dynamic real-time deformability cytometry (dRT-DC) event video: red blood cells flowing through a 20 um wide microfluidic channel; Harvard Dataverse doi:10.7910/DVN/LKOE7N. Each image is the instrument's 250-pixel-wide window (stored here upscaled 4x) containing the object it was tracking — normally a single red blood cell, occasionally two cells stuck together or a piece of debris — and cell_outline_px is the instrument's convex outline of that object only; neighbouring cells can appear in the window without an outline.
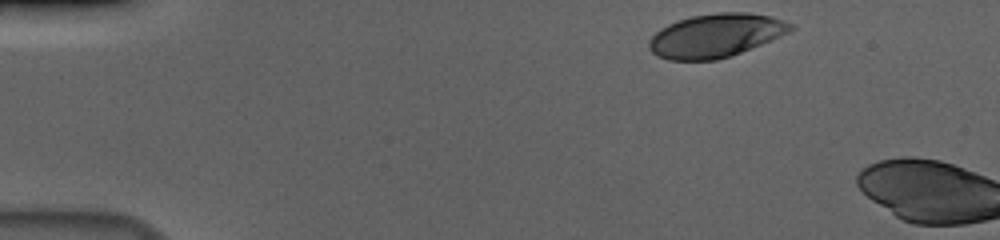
{"species": "human", "species_latin": "Homo sapiens", "temperature_condition": "cold", "stored_images_in_passage": 4, "camera_frame_rate_fps": 3000, "um_per_image_px": 0.085, "donor": {"sex": "male"}, "frame": {"image": 1, "passage_image": 1, "time_ms": 0.0, "image_size_px": [1000, 240], "cell_outline_px": [[796, 28], [780, 36], [740, 52], [716, 60], [668, 60], [656, 56], [648, 48], [648, 40], [660, 28], [676, 20], [692, 16], [716, 12], [748, 12], [772, 16], [784, 20], [792, 24]], "centroid_in_image_um": [60.8, 3.01], "position_along_channel_um": 24.2, "area_um2": 35.95}}